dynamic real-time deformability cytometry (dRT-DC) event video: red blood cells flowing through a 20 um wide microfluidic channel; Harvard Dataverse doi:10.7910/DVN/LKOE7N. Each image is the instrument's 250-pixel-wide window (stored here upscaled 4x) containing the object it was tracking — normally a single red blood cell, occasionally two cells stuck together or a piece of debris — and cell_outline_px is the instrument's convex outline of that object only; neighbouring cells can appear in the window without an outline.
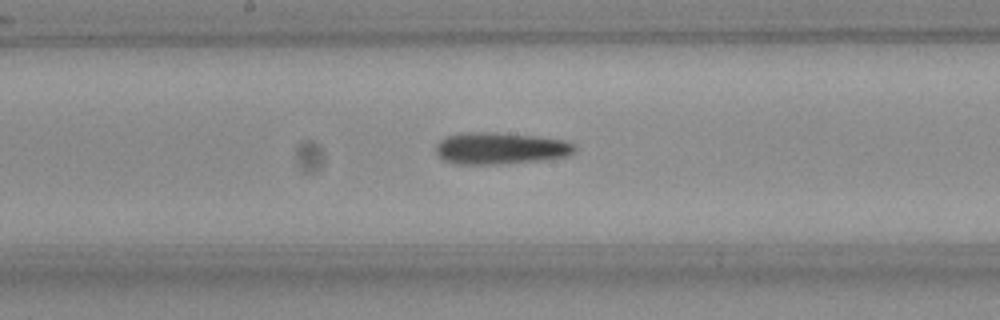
{"species": "Egyptian fruit bat (a non-hibernating species)", "species_latin": "Rousettus aegyptiacus", "temperature_condition": "room temperature", "stored_images_in_passage": 28, "camera_frame_rate_fps": 3000, "um_per_image_px": 0.085, "frame": {"image": 1, "passage_image": 13, "time_ms": 4.0, "image_size_px": [1000, 320], "cell_outline_px": [[576, 148], [572, 152], [564, 156], [544, 160], [492, 164], [456, 164], [444, 160], [436, 152], [436, 144], [444, 136], [464, 132], [496, 132], [536, 136], [564, 140], [572, 144]], "centroid_in_image_um": [42.47, 12.59], "position_along_channel_um": 205.7, "area_um2": 25.61}}
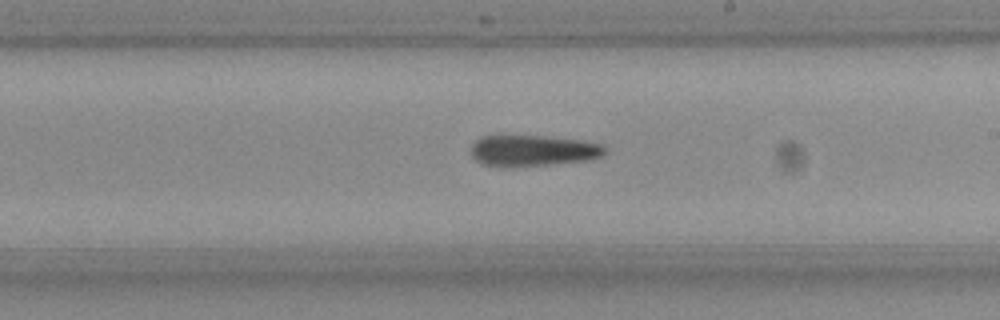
{"frame": {"image": 2, "passage_image": 16, "time_ms": 5.0, "image_size_px": [1000, 320], "cell_outline_px": [[608, 148], [604, 156], [592, 160], [552, 164], [484, 164], [476, 160], [472, 156], [472, 144], [476, 140], [484, 136], [544, 136], [580, 140], [604, 144]], "centroid_in_image_um": [45.44, 12.77], "position_along_channel_um": 243.6, "area_um2": 23.64}}